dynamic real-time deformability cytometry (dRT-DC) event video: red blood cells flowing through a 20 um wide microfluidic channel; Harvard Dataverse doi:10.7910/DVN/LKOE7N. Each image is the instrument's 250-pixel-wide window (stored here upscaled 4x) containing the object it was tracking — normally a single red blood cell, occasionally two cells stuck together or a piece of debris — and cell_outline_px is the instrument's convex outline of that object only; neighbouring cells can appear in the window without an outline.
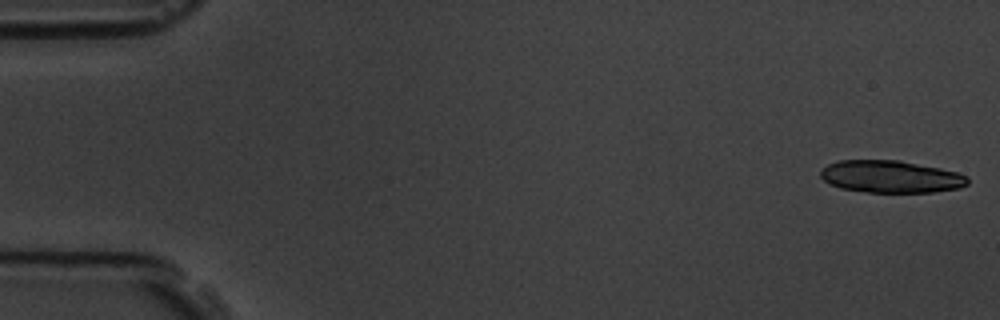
{"species": "common noctule bat (a hibernating species)", "species_latin": "Nyctalus noctula", "temperature_condition": "room temperature", "stored_images_in_passage": 6, "camera_frame_rate_fps": 3000, "um_per_image_px": 0.085, "animal": {"sex": "male", "body_mass_g": 19.5, "forearm_length_mm": 54.6}, "frame": {"image": 1, "passage_image": 1, "time_ms": 0.0, "image_size_px": [1000, 320], "cell_outline_px": [[968, 184], [960, 188], [932, 192], [868, 192], [840, 188], [824, 180], [820, 176], [820, 168], [828, 164], [840, 160], [900, 160], [940, 168], [956, 172], [968, 176]], "centroid_in_image_um": [75.71, 15.01], "position_along_channel_um": 9.3, "area_um2": 27.69}}
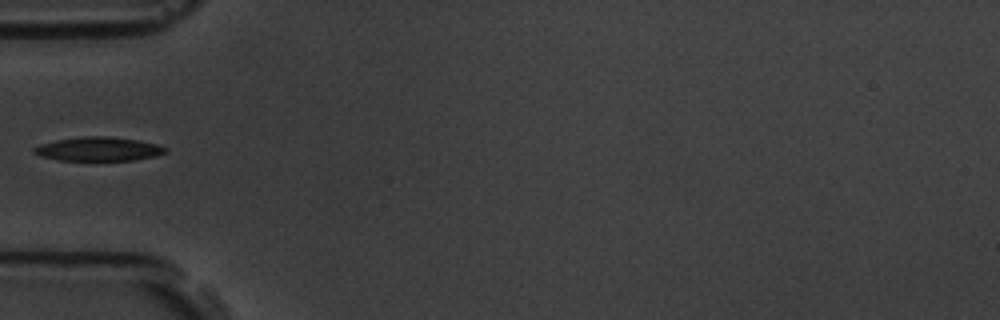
{"frame": {"image": 2, "passage_image": 5, "time_ms": 5.667, "image_size_px": [1000, 320], "cell_outline_px": [[168, 152], [156, 156], [132, 160], [56, 160], [40, 156], [32, 152], [32, 148], [40, 144], [56, 140], [84, 136], [104, 136], [136, 140], [160, 144], [168, 148]], "centroid_in_image_um": [8.38, 12.67], "position_along_channel_um": 76.6, "area_um2": 18.38}}
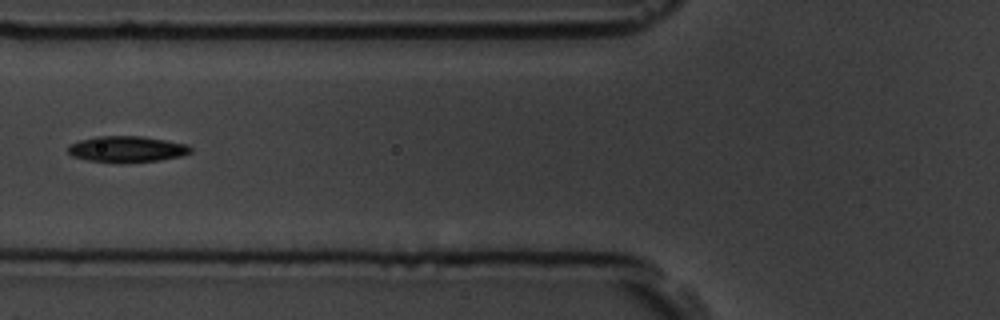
{"frame": {"image": 3, "passage_image": 6, "time_ms": 6.667, "image_size_px": [1000, 320], "cell_outline_px": [[192, 152], [180, 156], [160, 160], [88, 160], [72, 156], [68, 152], [68, 148], [72, 144], [80, 140], [96, 136], [140, 136], [188, 144], [192, 148]], "centroid_in_image_um": [10.82, 12.63], "position_along_channel_um": 115.0, "area_um2": 17.74}}